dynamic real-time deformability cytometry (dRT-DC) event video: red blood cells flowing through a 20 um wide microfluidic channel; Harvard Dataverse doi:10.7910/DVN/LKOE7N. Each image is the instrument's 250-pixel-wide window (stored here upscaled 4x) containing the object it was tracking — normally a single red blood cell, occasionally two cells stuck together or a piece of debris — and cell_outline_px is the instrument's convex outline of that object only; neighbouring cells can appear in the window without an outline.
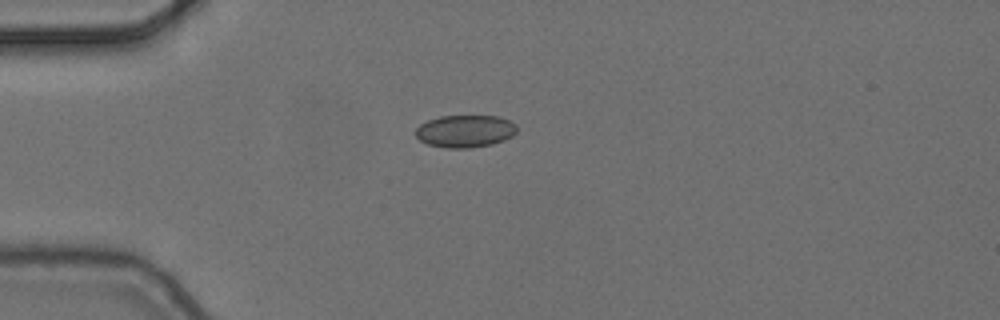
{"species": "common noctule bat (a hibernating species)", "species_latin": "Nyctalus noctula", "temperature_condition": "cold", "stored_images_in_passage": 6, "camera_frame_rate_fps": 3000, "um_per_image_px": 0.085, "animal": {"sex": "female", "body_mass_g": 24.6, "forearm_length_mm": 56.2}, "frame": {"image": 1, "passage_image": 2, "time_ms": 0.333, "image_size_px": [1000, 320], "cell_outline_px": [[516, 132], [512, 136], [504, 140], [492, 144], [468, 148], [448, 148], [428, 144], [420, 140], [416, 136], [416, 128], [420, 124], [428, 120], [440, 116], [500, 116], [516, 124]], "centroid_in_image_um": [39.54, 11.14], "position_along_channel_um": 45.5, "area_um2": 19.07}}
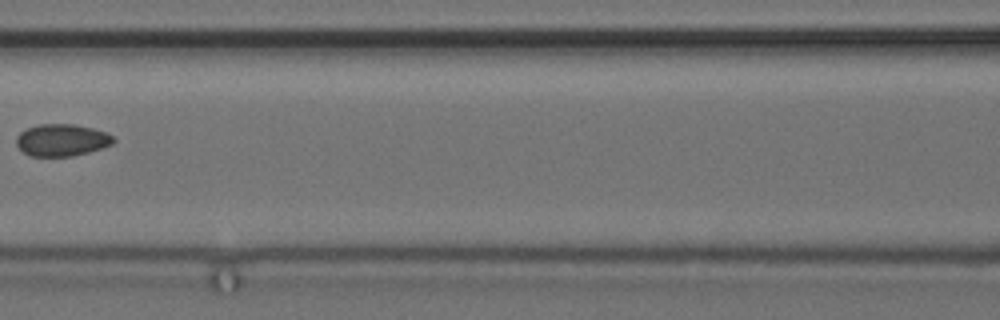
{"frame": {"image": 2, "passage_image": 5, "time_ms": 1.333, "image_size_px": [1000, 320], "cell_outline_px": [[116, 140], [112, 144], [88, 152], [72, 156], [28, 156], [16, 144], [16, 136], [20, 132], [36, 124], [72, 124], [92, 128], [108, 132]], "centroid_in_image_um": [5.24, 11.9], "position_along_channel_um": 161.4, "area_um2": 18.15}}
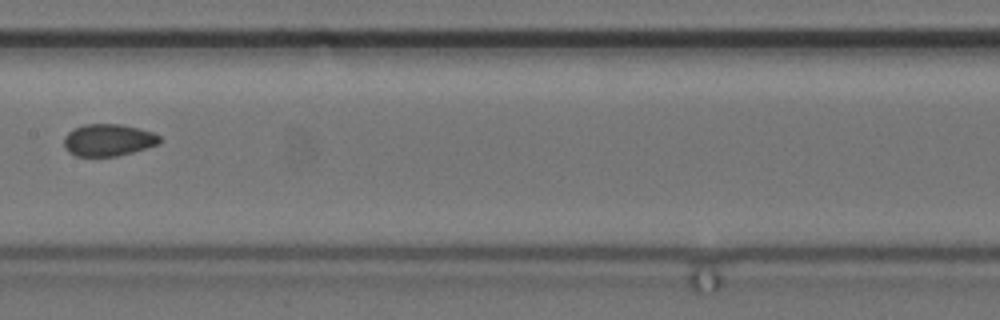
{"frame": {"image": 3, "passage_image": 6, "time_ms": 1.667, "image_size_px": [1000, 320], "cell_outline_px": [[164, 140], [160, 144], [132, 152], [116, 156], [76, 156], [68, 152], [64, 148], [64, 136], [72, 128], [84, 124], [120, 124], [140, 128], [152, 132], [160, 136]], "centroid_in_image_um": [9.21, 11.9], "position_along_channel_um": 198.2, "area_um2": 18.15}}